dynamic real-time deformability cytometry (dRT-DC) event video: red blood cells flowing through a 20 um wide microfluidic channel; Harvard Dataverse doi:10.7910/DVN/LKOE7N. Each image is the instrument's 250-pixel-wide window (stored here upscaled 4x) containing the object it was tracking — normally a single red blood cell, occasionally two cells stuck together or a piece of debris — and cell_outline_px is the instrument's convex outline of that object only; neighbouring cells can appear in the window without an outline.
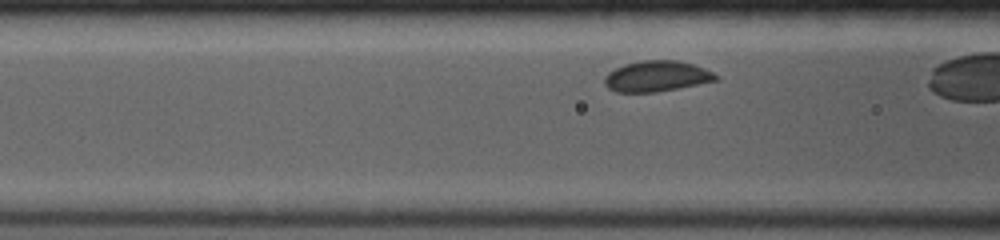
{"species": "common noctule bat (a hibernating species)", "species_latin": "Nyctalus noctula", "temperature_condition": "room temperature", "stored_images_in_passage": 11, "camera_frame_rate_fps": 4000, "um_per_image_px": 0.085, "animal": {"sex": "female", "body_mass_g": 19.0, "forearm_length_mm": 53.3}, "frame": {"image": 1, "passage_image": 7, "time_ms": 1.5, "image_size_px": [1000, 240], "cell_outline_px": [[720, 80], [680, 88], [656, 92], [616, 92], [608, 88], [604, 84], [604, 76], [608, 72], [624, 64], [644, 60], [676, 60], [692, 64], [704, 68], [720, 76]], "centroid_in_image_um": [55.83, 6.49], "position_along_channel_um": 110.8, "area_um2": 20.11}}